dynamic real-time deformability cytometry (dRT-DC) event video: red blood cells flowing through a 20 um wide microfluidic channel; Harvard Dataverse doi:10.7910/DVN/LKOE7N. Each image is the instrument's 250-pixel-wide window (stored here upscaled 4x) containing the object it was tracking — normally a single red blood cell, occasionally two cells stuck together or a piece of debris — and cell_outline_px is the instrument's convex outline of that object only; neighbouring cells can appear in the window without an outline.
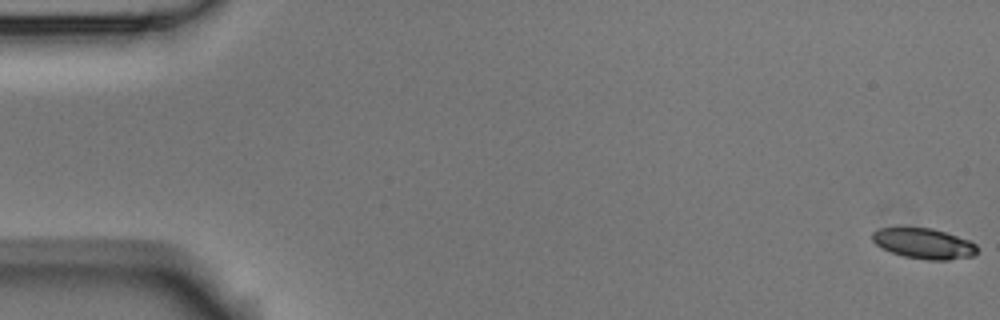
{"species": "Egyptian fruit bat (a non-hibernating species)", "species_latin": "Rousettus aegyptiacus", "temperature_condition": "room temperature", "stored_images_in_passage": 7, "camera_frame_rate_fps": 3000, "um_per_image_px": 0.085, "animal": {"sex": "male"}, "frame": {"image": 1, "passage_image": 1, "time_ms": 0.0, "image_size_px": [1000, 320], "cell_outline_px": [[976, 252], [972, 256], [948, 260], [928, 260], [904, 256], [892, 252], [876, 244], [872, 240], [872, 232], [880, 228], [900, 224], [932, 228], [968, 240], [976, 244]], "centroid_in_image_um": [78.45, 20.64], "position_along_channel_um": 6.5, "area_um2": 19.02}}
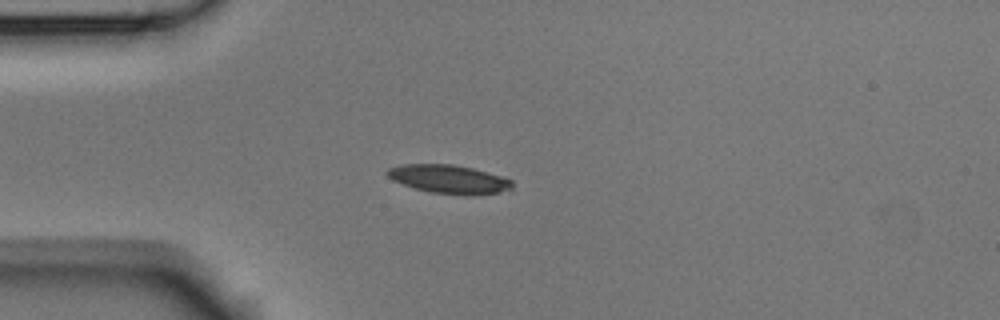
{"frame": {"image": 2, "passage_image": 5, "time_ms": 1.333, "image_size_px": [1000, 320], "cell_outline_px": [[512, 188], [496, 192], [472, 196], [464, 196], [432, 192], [416, 188], [392, 180], [384, 172], [388, 168], [400, 164], [452, 164], [472, 168], [500, 176], [512, 180]], "centroid_in_image_um": [38.12, 15.23], "position_along_channel_um": 46.9, "area_um2": 20.69}}
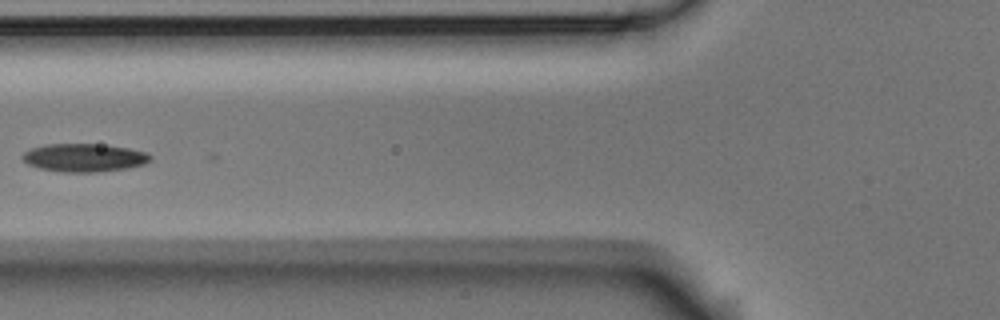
{"frame": {"image": 3, "passage_image": 7, "time_ms": 2.0, "image_size_px": [1000, 320], "cell_outline_px": [[152, 156], [144, 164], [128, 168], [96, 172], [60, 172], [40, 168], [28, 164], [20, 156], [24, 152], [32, 148], [44, 144], [96, 144], [128, 148], [144, 152]], "centroid_in_image_um": [7.11, 13.4], "position_along_channel_um": 118.7, "area_um2": 20.81}}